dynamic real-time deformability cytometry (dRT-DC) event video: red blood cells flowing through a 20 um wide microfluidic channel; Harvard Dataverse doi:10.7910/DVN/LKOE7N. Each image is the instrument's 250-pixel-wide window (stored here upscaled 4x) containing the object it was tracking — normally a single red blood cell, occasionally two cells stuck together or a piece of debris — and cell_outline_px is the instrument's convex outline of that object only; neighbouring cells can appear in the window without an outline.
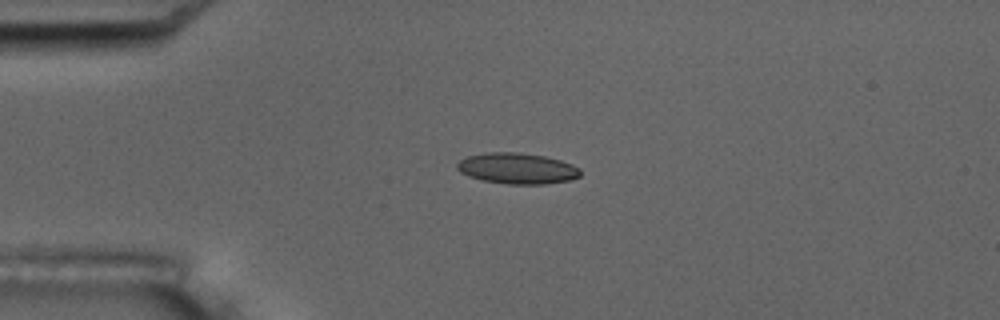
{"species": "common noctule bat (a hibernating species)", "species_latin": "Nyctalus noctula", "temperature_condition": "room temperature", "stored_images_in_passage": 5, "camera_frame_rate_fps": 3000, "um_per_image_px": 0.085, "animal": {"sex": "male", "body_mass_g": 17.5, "forearm_length_mm": 52.3}, "frame": {"image": 1, "passage_image": 4, "time_ms": 3.333, "image_size_px": [1000, 320], "cell_outline_px": [[580, 176], [568, 180], [544, 184], [508, 184], [484, 180], [468, 176], [460, 172], [456, 168], [456, 164], [460, 160], [468, 156], [484, 152], [520, 152], [544, 156], [560, 160], [572, 164], [580, 168]], "centroid_in_image_um": [43.94, 14.3], "position_along_channel_um": 41.1, "area_um2": 22.2}}